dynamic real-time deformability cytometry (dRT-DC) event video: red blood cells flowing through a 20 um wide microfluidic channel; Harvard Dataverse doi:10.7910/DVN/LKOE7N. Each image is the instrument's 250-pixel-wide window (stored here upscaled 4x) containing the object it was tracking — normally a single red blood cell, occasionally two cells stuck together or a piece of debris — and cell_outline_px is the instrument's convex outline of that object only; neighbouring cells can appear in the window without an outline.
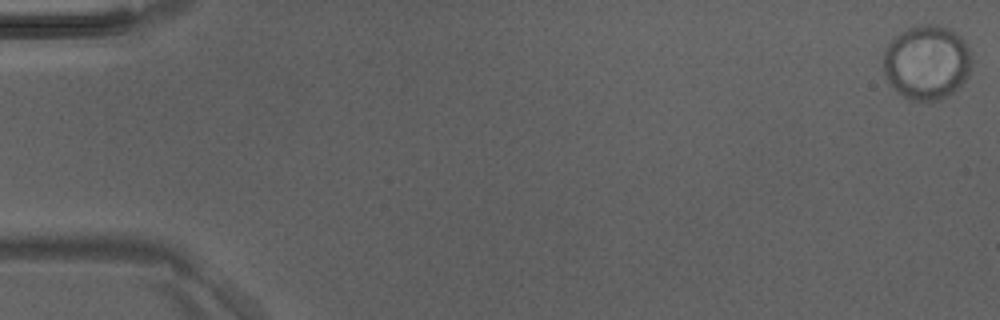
{"species": "Egyptian fruit bat (a non-hibernating species)", "species_latin": "Rousettus aegyptiacus", "temperature_condition": "room temperature", "stored_images_in_passage": 4, "camera_frame_rate_fps": 3000, "um_per_image_px": 0.085, "animal": {"sex": "male"}, "frame": {"image": 1, "passage_image": 1, "time_ms": 0.0, "image_size_px": [1000, 320], "cell_outline_px": [[972, 60], [968, 76], [948, 96], [940, 100], [908, 100], [896, 92], [892, 88], [884, 72], [884, 52], [888, 44], [896, 36], [908, 28], [924, 24], [936, 24], [948, 28], [956, 32], [964, 40]], "centroid_in_image_um": [78.77, 5.31], "position_along_channel_um": 6.2, "area_um2": 38.21}}